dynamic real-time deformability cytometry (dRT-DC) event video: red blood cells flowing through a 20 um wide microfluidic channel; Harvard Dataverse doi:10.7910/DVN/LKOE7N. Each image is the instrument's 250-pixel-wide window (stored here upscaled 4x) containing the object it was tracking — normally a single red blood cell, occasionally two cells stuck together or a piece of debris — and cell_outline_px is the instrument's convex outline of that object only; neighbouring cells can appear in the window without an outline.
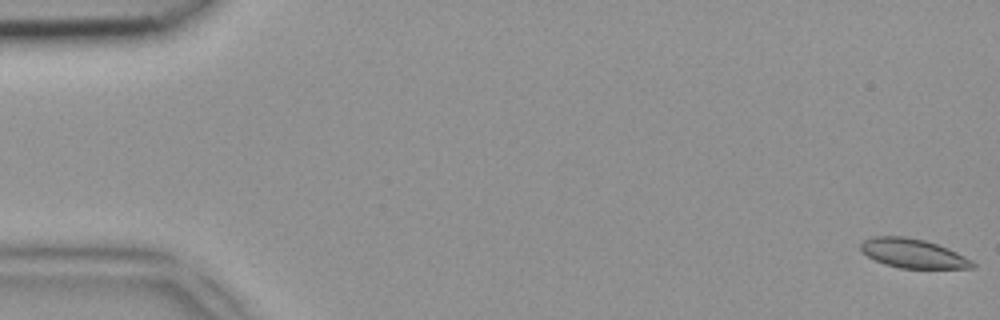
{"species": "common noctule bat (a hibernating species)", "species_latin": "Nyctalus noctula", "temperature_condition": "room temperature", "stored_images_in_passage": 48, "camera_frame_rate_fps": 3000, "um_per_image_px": 0.085, "animal": {"sex": "female", "body_mass_g": 18.4}, "frame": {"image": 1, "passage_image": 1, "time_ms": 0.0, "image_size_px": [1000, 320], "cell_outline_px": [[976, 264], [972, 268], [900, 268], [884, 264], [860, 252], [860, 244], [864, 240], [872, 236], [904, 236], [924, 240], [948, 248], [972, 260]], "centroid_in_image_um": [77.57, 21.53], "position_along_channel_um": 7.4, "area_um2": 18.96}}
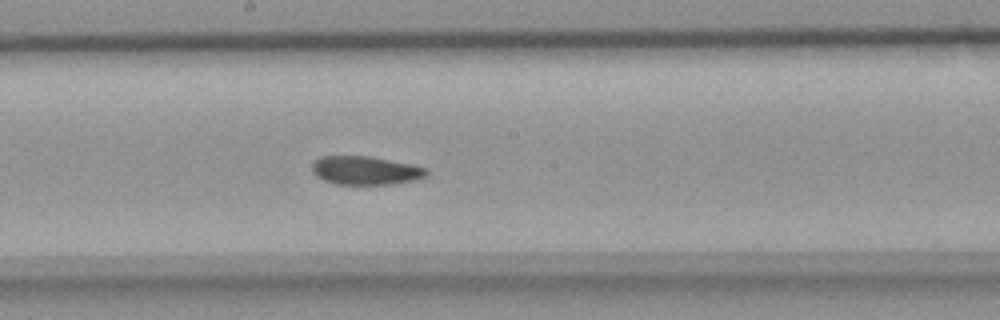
{"frame": {"image": 2, "passage_image": 26, "time_ms": 8.333, "image_size_px": [1000, 320], "cell_outline_px": [[428, 176], [420, 180], [388, 184], [336, 184], [324, 180], [316, 176], [312, 172], [312, 164], [320, 156], [368, 156], [412, 164], [428, 168]], "centroid_in_image_um": [31.11, 14.49], "position_along_channel_um": 217.1, "area_um2": 19.19}}
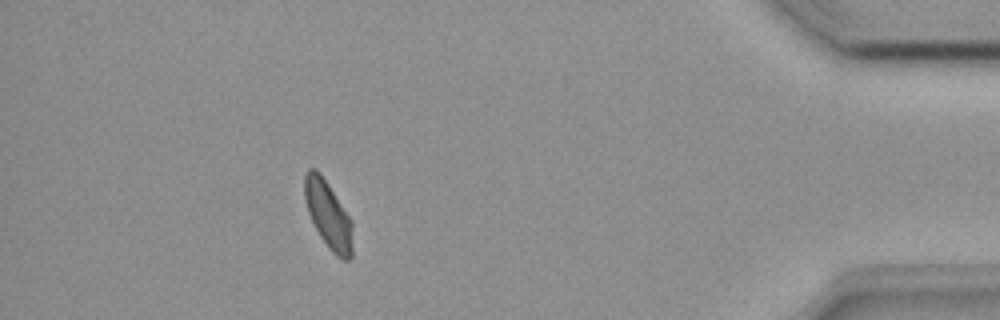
{"frame": {"image": 3, "passage_image": 43, "time_ms": 14.0, "image_size_px": [1000, 320], "cell_outline_px": [[352, 256], [348, 260], [344, 260], [336, 256], [332, 252], [320, 236], [308, 212], [304, 196], [304, 176], [308, 168], [316, 168], [320, 172], [352, 220]], "centroid_in_image_um": [27.9, 18.24], "position_along_channel_um": 407.3, "area_um2": 18.79}}